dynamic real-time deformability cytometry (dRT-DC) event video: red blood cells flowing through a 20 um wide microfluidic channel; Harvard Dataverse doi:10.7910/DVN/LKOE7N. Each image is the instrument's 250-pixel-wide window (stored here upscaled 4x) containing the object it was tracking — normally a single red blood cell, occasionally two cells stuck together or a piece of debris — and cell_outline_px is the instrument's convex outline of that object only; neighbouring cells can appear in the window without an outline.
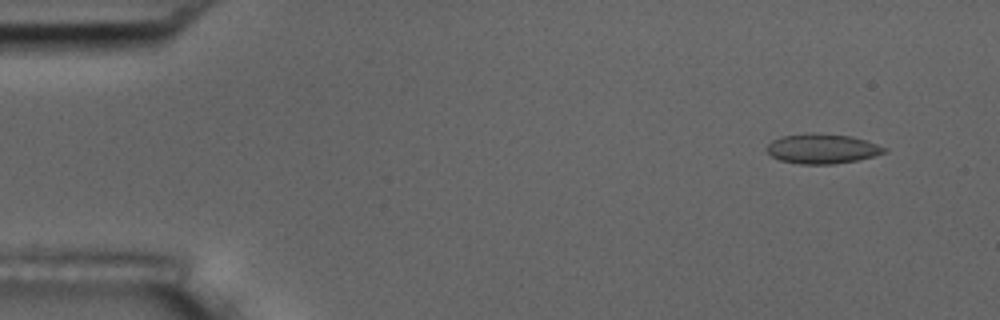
{"species": "common noctule bat (a hibernating species)", "species_latin": "Nyctalus noctula", "temperature_condition": "room temperature", "stored_images_in_passage": 4, "camera_frame_rate_fps": 3000, "um_per_image_px": 0.085, "animal": {"sex": "male", "body_mass_g": 17.5, "forearm_length_mm": 52.3}, "frame": {"image": 1, "passage_image": 1, "time_ms": 0.0, "image_size_px": [1000, 320], "cell_outline_px": [[888, 152], [856, 160], [832, 164], [800, 164], [780, 160], [772, 156], [764, 148], [772, 140], [784, 136], [812, 132], [852, 136], [888, 148]], "centroid_in_image_um": [69.87, 12.63], "position_along_channel_um": 15.1, "area_um2": 20.35}}
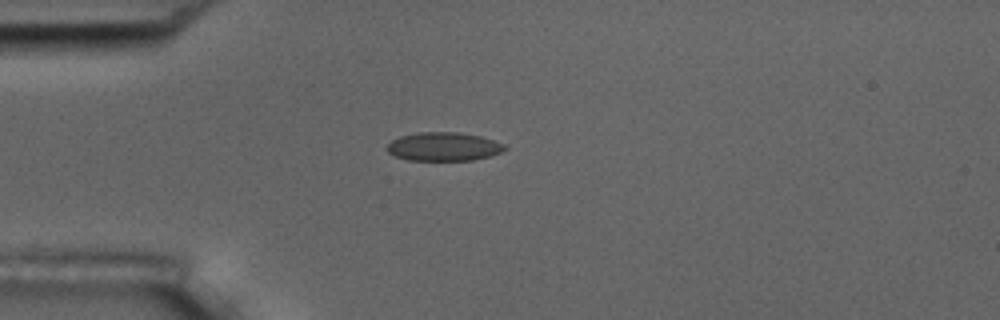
{"frame": {"image": 2, "passage_image": 4, "time_ms": 3.333, "image_size_px": [1000, 320], "cell_outline_px": [[508, 148], [492, 156], [472, 160], [408, 160], [396, 156], [388, 152], [384, 148], [392, 140], [400, 136], [420, 132], [460, 132], [480, 136], [508, 144]], "centroid_in_image_um": [37.75, 12.46], "position_along_channel_um": 47.3, "area_um2": 19.83}}